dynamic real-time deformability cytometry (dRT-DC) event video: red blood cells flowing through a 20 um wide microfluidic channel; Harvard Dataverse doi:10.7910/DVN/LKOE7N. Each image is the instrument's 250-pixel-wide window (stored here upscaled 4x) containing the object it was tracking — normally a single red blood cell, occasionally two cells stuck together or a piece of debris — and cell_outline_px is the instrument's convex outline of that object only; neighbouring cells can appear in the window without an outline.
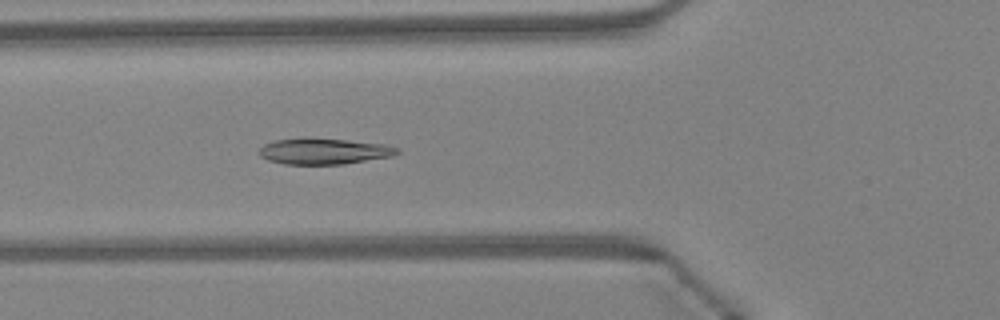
{"species": "Egyptian fruit bat (a non-hibernating species)", "species_latin": "Rousettus aegyptiacus", "temperature_condition": "warm", "stored_images_in_passage": 48, "camera_frame_rate_fps": 3000, "um_per_image_px": 0.085, "animal": {"sex": "female"}, "frame": {"image": 1, "passage_image": 18, "time_ms": 5.667, "image_size_px": [1000, 320], "cell_outline_px": [[400, 152], [392, 156], [344, 164], [284, 164], [268, 160], [260, 156], [260, 148], [264, 144], [276, 140], [304, 136], [384, 144], [400, 148]], "centroid_in_image_um": [27.52, 12.84], "position_along_channel_um": 98.3, "area_um2": 21.1}}
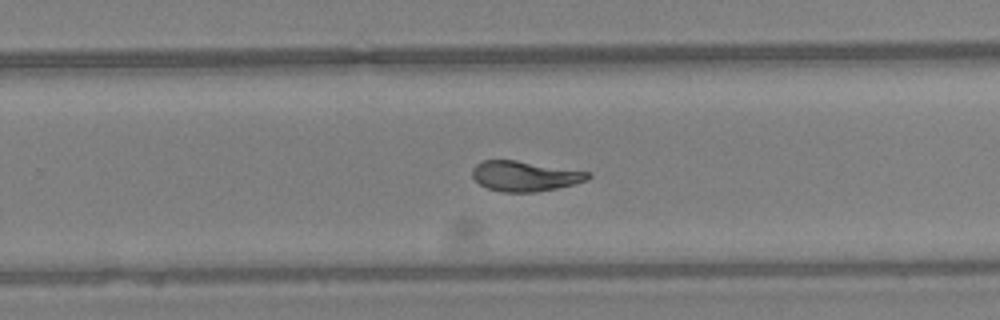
{"frame": {"image": 2, "passage_image": 31, "time_ms": 10.0, "image_size_px": [1000, 320], "cell_outline_px": [[592, 176], [588, 180], [556, 188], [536, 192], [504, 192], [488, 188], [480, 184], [472, 176], [472, 168], [480, 160], [516, 160], [592, 172]], "centroid_in_image_um": [44.62, 14.95], "position_along_channel_um": 285.2, "area_um2": 20.4}}
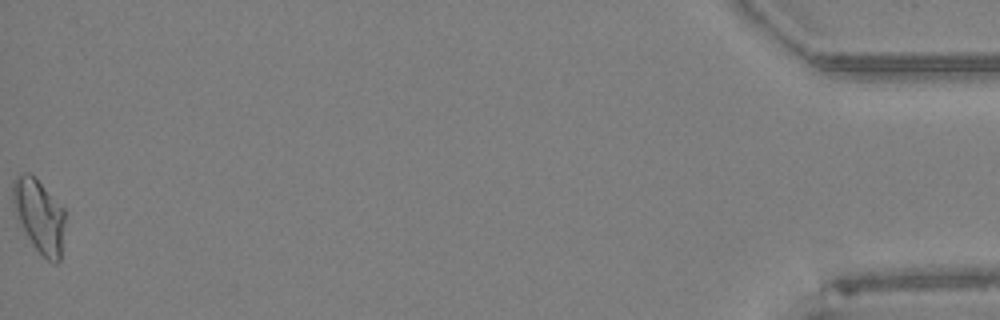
{"frame": {"image": 3, "passage_image": 48, "time_ms": 15.667, "image_size_px": [1000, 320], "cell_outline_px": [[64, 220], [60, 260], [56, 264], [48, 260], [32, 244], [16, 212], [12, 200], [12, 180], [20, 172], [28, 172], [64, 208]], "centroid_in_image_um": [3.32, 18.32], "position_along_channel_um": 431.9, "area_um2": 21.56}, "authors_computed_cell_mechanics": {"area_um2": 21.0681, "velocity_mm_per_s": 4.3188, "shape_relaxation_time_tau1_ms": 5.0657, "shape_relaxation_time_tau2_ms": 3.2631, "deformation_change_tau1": 0.1429, "deformation_change_tau2": 0.068}}